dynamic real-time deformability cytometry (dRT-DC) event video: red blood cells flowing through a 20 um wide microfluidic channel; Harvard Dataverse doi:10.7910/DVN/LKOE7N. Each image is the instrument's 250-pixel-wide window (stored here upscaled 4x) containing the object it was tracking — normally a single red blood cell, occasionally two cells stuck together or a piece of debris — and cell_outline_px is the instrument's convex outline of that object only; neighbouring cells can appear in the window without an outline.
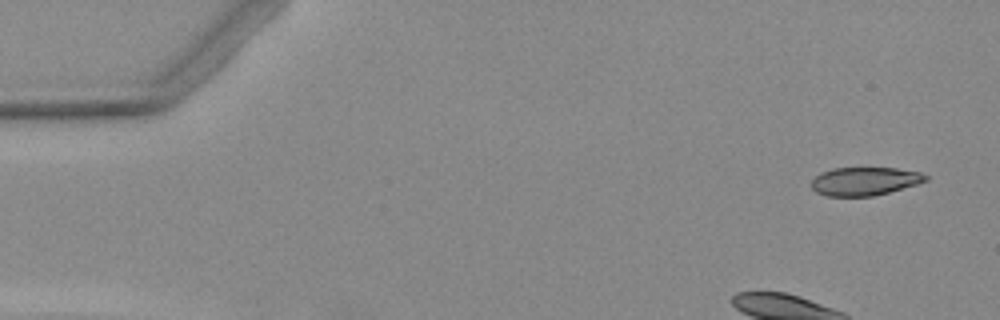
{"species": "Egyptian fruit bat (a non-hibernating species)", "species_latin": "Rousettus aegyptiacus", "temperature_condition": "warm", "stored_images_in_passage": 7, "camera_frame_rate_fps": 3000, "um_per_image_px": 0.085, "animal": {"sex": "female"}, "frame": {"image": 1, "passage_image": 1, "time_ms": 0.0, "image_size_px": [1000, 320], "cell_outline_px": [[928, 180], [916, 184], [888, 192], [872, 196], [828, 196], [816, 192], [812, 188], [812, 180], [820, 172], [832, 168], [896, 168], [920, 172], [928, 176]], "centroid_in_image_um": [73.48, 15.4], "position_along_channel_um": 11.5, "area_um2": 18.73}}
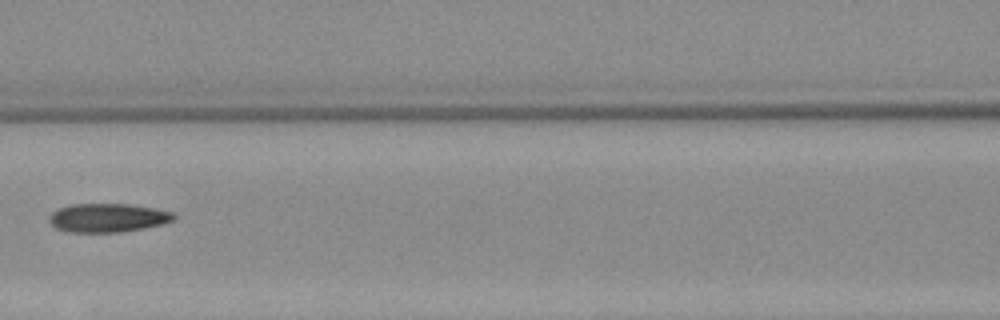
{"frame": {"image": 2, "passage_image": 6, "time_ms": 7.0, "image_size_px": [1000, 320], "cell_outline_px": [[176, 216], [172, 220], [164, 224], [144, 228], [120, 232], [68, 232], [56, 228], [48, 220], [48, 216], [52, 212], [60, 208], [72, 204], [128, 204], [156, 208], [172, 212]], "centroid_in_image_um": [9.16, 18.51], "position_along_channel_um": 157.4, "area_um2": 20.87}}
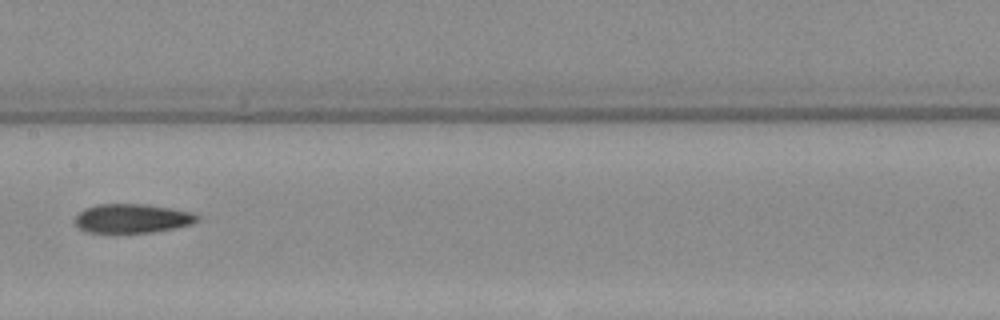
{"frame": {"image": 3, "passage_image": 7, "time_ms": 8.0, "image_size_px": [1000, 320], "cell_outline_px": [[200, 216], [192, 224], [152, 232], [116, 236], [84, 232], [76, 224], [76, 216], [84, 208], [96, 204], [144, 204], [192, 212]], "centroid_in_image_um": [11.15, 18.62], "position_along_channel_um": 196.2, "area_um2": 21.39}}